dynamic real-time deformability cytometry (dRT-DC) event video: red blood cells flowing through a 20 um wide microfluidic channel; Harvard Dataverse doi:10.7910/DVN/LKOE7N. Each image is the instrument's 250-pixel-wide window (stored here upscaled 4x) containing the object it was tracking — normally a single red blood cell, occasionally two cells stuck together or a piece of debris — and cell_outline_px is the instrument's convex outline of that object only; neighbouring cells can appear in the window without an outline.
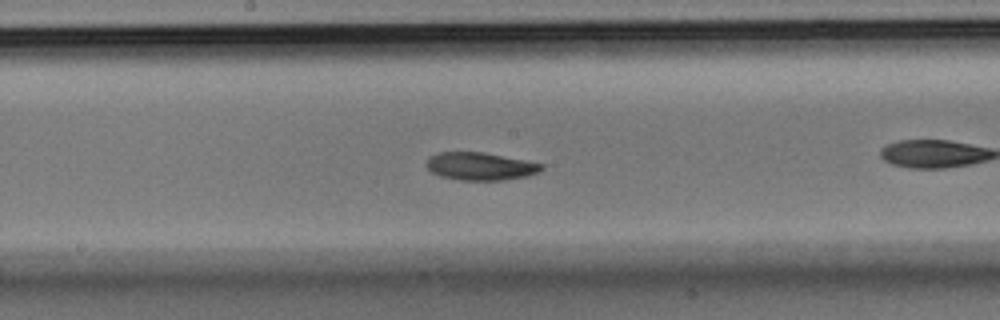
{"species": "Egyptian fruit bat (a non-hibernating species)", "species_latin": "Rousettus aegyptiacus", "temperature_condition": "room temperature", "stored_images_in_passage": 40, "camera_frame_rate_fps": 3000, "um_per_image_px": 0.085, "animal": {"sex": "male"}, "frame": {"image": 1, "passage_image": 12, "time_ms": 3.667, "image_size_px": [1000, 320], "cell_outline_px": [[544, 168], [540, 172], [528, 176], [504, 180], [460, 180], [440, 176], [432, 172], [424, 164], [428, 156], [440, 152], [484, 152], [544, 164]], "centroid_in_image_um": [40.82, 14.13], "position_along_channel_um": 207.4, "area_um2": 18.79}}
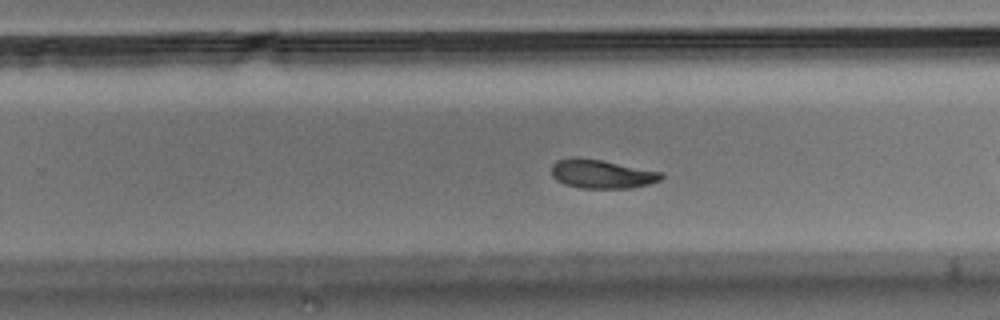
{"frame": {"image": 2, "passage_image": 18, "time_ms": 5.667, "image_size_px": [1000, 320], "cell_outline_px": [[664, 176], [660, 180], [648, 184], [632, 188], [580, 188], [564, 184], [556, 180], [552, 176], [552, 164], [556, 160], [576, 156], [600, 160], [664, 172]], "centroid_in_image_um": [51.13, 14.78], "position_along_channel_um": 278.7, "area_um2": 18.55}, "authors_computed_cell_mechanics": {"area_um2": 19.1607, "velocity_mm_per_s": 3.5779, "shape_relaxation_time_tau1_ms": 3.9294, "shape_relaxation_time_tau2_ms": 8.7086, "deformation_change_tau1": 0.1035, "deformation_change_tau2": 0.1506}}